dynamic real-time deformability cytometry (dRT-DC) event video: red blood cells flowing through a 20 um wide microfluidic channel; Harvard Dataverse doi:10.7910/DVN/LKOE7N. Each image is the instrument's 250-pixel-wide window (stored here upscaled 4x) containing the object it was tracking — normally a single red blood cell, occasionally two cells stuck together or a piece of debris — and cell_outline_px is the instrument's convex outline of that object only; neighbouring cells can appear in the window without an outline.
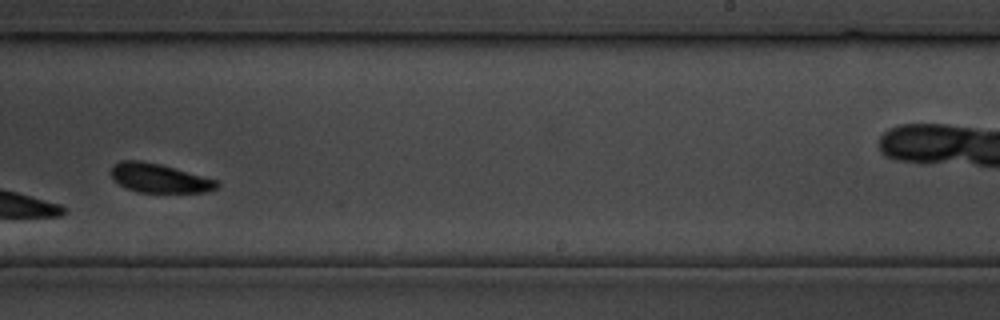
{"species": "common noctule bat (a hibernating species)", "species_latin": "Nyctalus noctula", "temperature_condition": "cold", "stored_images_in_passage": 27, "camera_frame_rate_fps": 3000, "um_per_image_px": 0.085, "animal": {"sex": "male", "body_mass_g": 19.5, "forearm_length_mm": 54.6}, "frame": {"image": 1, "passage_image": 20, "time_ms": 23.333, "image_size_px": [1000, 320], "cell_outline_px": [[220, 184], [216, 188], [208, 192], [140, 192], [128, 188], [120, 184], [112, 176], [112, 164], [120, 160], [140, 160], [160, 164], [216, 180]], "centroid_in_image_um": [13.53, 15.13], "position_along_channel_um": 275.5, "area_um2": 17.57}}